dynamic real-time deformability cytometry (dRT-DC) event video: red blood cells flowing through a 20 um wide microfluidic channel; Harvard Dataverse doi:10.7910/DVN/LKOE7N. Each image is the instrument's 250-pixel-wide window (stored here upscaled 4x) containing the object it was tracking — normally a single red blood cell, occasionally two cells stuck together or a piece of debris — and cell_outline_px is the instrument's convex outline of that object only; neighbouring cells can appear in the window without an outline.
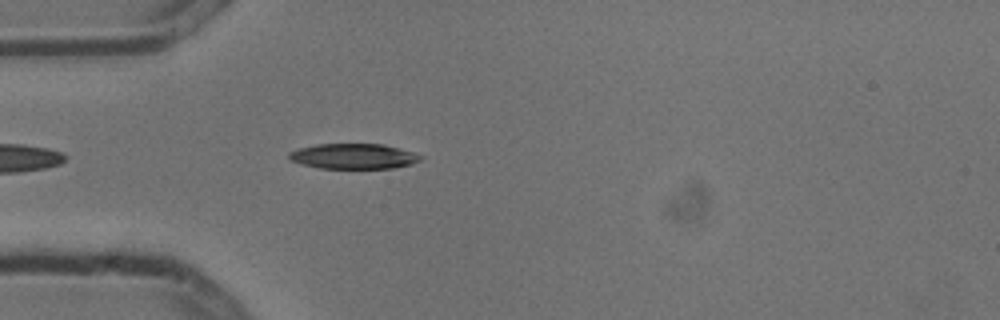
{"species": "common noctule bat (a hibernating species)", "species_latin": "Nyctalus noctula", "temperature_condition": "cold", "stored_images_in_passage": 3, "camera_frame_rate_fps": 3000, "um_per_image_px": 0.085, "animal": {"sex": "male", "body_mass_g": 13.3}, "frame": {"image": 1, "passage_image": 3, "time_ms": 0.667, "image_size_px": [1000, 320], "cell_outline_px": [[424, 156], [420, 160], [412, 164], [392, 168], [320, 168], [304, 164], [292, 160], [288, 156], [288, 152], [300, 148], [316, 144], [384, 144], [400, 148]], "centroid_in_image_um": [30.09, 13.27], "position_along_channel_um": 54.9, "area_um2": 19.25}}